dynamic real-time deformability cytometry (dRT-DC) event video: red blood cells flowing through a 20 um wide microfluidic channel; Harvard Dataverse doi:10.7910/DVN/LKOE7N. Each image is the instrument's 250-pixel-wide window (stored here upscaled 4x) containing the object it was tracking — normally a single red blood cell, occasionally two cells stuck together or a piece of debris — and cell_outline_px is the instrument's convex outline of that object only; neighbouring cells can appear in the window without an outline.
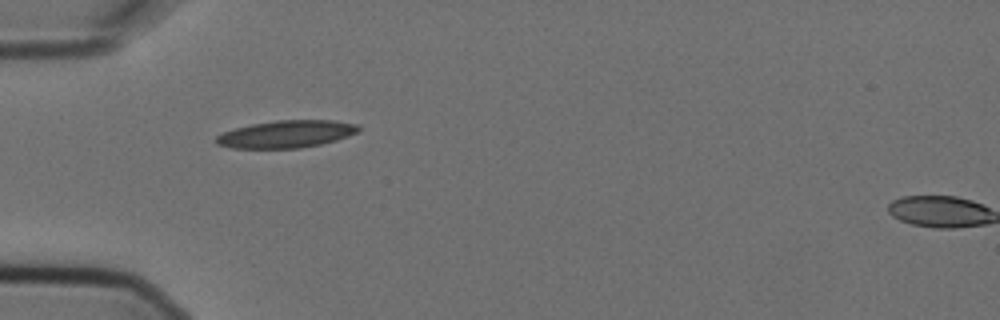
{"species": "Egyptian fruit bat (a non-hibernating species)", "species_latin": "Rousettus aegyptiacus", "temperature_condition": "cold", "stored_images_in_passage": 2, "camera_frame_rate_fps": 3000, "um_per_image_px": 0.085, "animal": {"sex": "female"}, "frame": {"image": 1, "passage_image": 1, "time_ms": 0.0, "image_size_px": [1000, 320], "cell_outline_px": [[360, 128], [356, 132], [348, 136], [336, 140], [320, 144], [300, 148], [232, 148], [216, 144], [212, 140], [216, 136], [224, 132], [236, 128], [252, 124], [276, 120], [332, 120], [360, 124]], "centroid_in_image_um": [24.32, 11.39], "position_along_channel_um": 60.7, "area_um2": 22.72}}
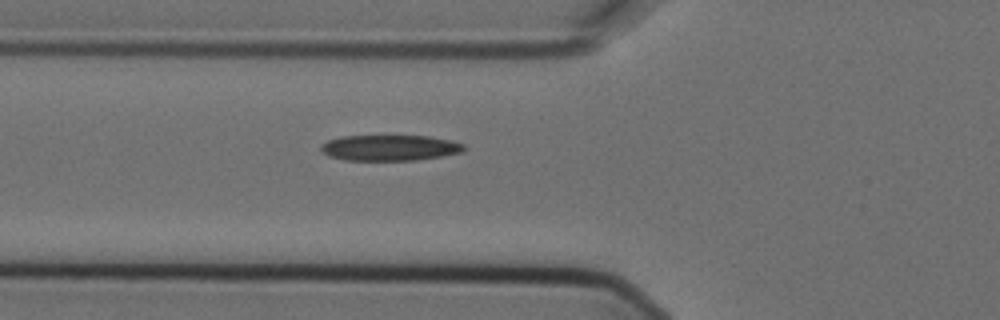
{"frame": {"image": 2, "passage_image": 2, "time_ms": 0.333, "image_size_px": [1000, 320], "cell_outline_px": [[468, 148], [464, 152], [416, 160], [344, 160], [328, 156], [320, 148], [320, 144], [328, 140], [340, 136], [428, 136], [448, 140], [464, 144]], "centroid_in_image_um": [33.13, 12.56], "position_along_channel_um": 92.7, "area_um2": 21.5}}